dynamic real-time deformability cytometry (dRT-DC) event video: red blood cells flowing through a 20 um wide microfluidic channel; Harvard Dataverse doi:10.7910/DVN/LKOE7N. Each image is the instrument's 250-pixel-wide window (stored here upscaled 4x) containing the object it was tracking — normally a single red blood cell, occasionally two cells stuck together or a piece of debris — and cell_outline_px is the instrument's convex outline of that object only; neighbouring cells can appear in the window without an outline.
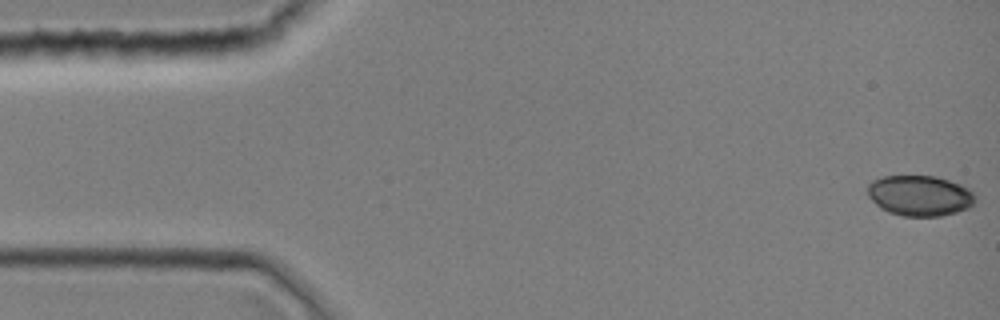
{"species": "common noctule bat (a hibernating species)", "species_latin": "Nyctalus noctula", "temperature_condition": "room temperature", "stored_images_in_passage": 39, "camera_frame_rate_fps": 3000, "um_per_image_px": 0.085, "animal": {"sex": "female", "body_mass_g": 19.0, "forearm_length_mm": 51.5}, "frame": {"image": 1, "passage_image": 1, "time_ms": 0.0, "image_size_px": [1000, 320], "cell_outline_px": [[976, 200], [968, 208], [956, 212], [940, 216], [904, 216], [888, 212], [880, 208], [868, 196], [868, 184], [872, 180], [884, 176], [936, 176], [960, 184], [968, 188], [976, 196]], "centroid_in_image_um": [78.18, 16.63], "position_along_channel_um": 6.8, "area_um2": 25.43}}
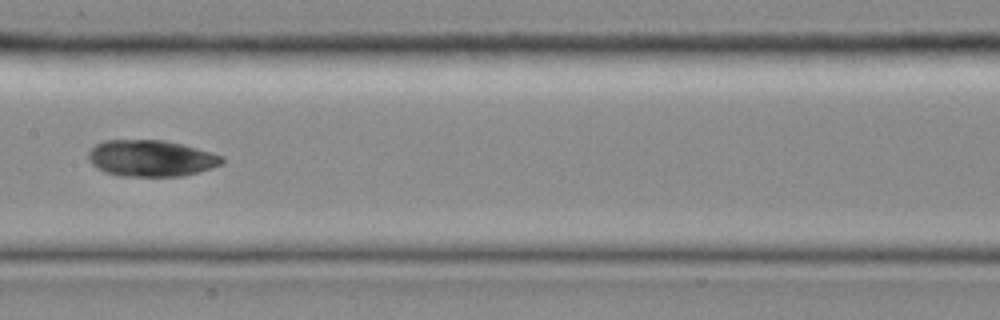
{"frame": {"image": 2, "passage_image": 20, "time_ms": 6.333, "image_size_px": [1000, 320], "cell_outline_px": [[224, 164], [212, 168], [184, 176], [120, 176], [104, 172], [96, 168], [88, 160], [88, 152], [96, 144], [104, 140], [164, 140], [184, 144], [212, 152], [224, 156]], "centroid_in_image_um": [12.86, 13.45], "position_along_channel_um": 194.5, "area_um2": 28.73}}
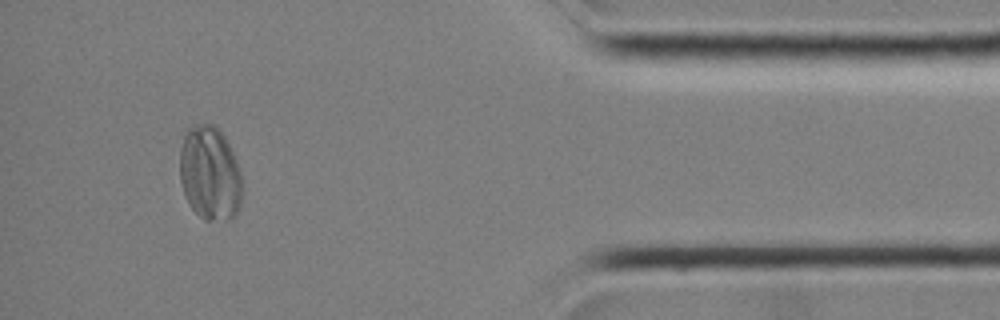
{"frame": {"image": 3, "passage_image": 36, "time_ms": 11.667, "image_size_px": [1000, 320], "cell_outline_px": [[240, 208], [236, 216], [228, 220], [204, 220], [188, 204], [184, 196], [180, 180], [180, 148], [184, 136], [188, 128], [192, 124], [216, 124], [224, 136], [236, 160], [240, 172]], "centroid_in_image_um": [17.82, 14.74], "position_along_channel_um": 417.4, "area_um2": 34.39}}